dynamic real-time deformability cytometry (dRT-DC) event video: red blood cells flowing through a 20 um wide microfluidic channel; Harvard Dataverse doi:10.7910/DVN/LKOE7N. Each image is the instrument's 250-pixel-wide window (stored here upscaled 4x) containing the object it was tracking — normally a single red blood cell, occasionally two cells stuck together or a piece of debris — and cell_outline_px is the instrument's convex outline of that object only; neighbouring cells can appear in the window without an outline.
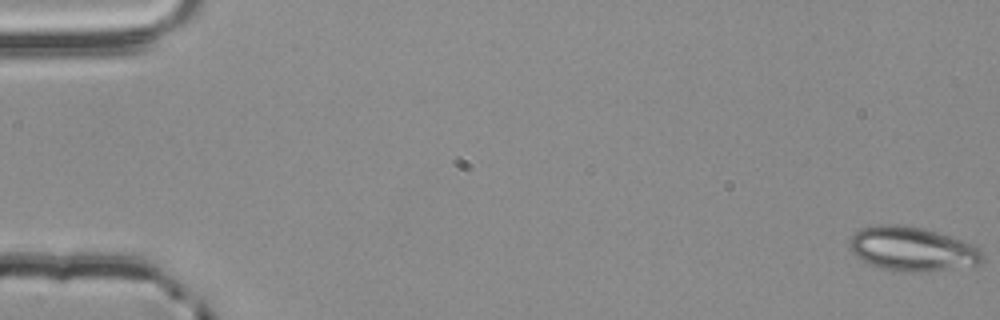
{"species": "common noctule bat (a hibernating species)", "species_latin": "Nyctalus noctula", "temperature_condition": "room temperature", "stored_images_in_passage": 13, "camera_frame_rate_fps": 3000, "um_per_image_px": 0.085, "animal": {"sex": "male", "body_mass_g": 20.4}, "frame": {"image": 1, "passage_image": 1, "time_ms": 0.0, "image_size_px": [1000, 320], "cell_outline_px": [[984, 260], [980, 264], [916, 272], [904, 272], [880, 268], [868, 264], [856, 256], [848, 248], [848, 244], [852, 236], [856, 232], [864, 228], [880, 224], [896, 224], [920, 228], [936, 232], [972, 244], [980, 248], [984, 256]], "centroid_in_image_um": [77.51, 21.17], "position_along_channel_um": 7.5, "area_um2": 33.87}}